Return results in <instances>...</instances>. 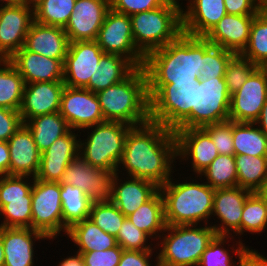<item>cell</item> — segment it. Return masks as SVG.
<instances>
[{
    "instance_id": "cell-14",
    "label": "cell",
    "mask_w": 267,
    "mask_h": 266,
    "mask_svg": "<svg viewBox=\"0 0 267 266\" xmlns=\"http://www.w3.org/2000/svg\"><path fill=\"white\" fill-rule=\"evenodd\" d=\"M251 193L239 186L215 189L210 225L214 228L216 235L233 236L240 241L243 207Z\"/></svg>"
},
{
    "instance_id": "cell-23",
    "label": "cell",
    "mask_w": 267,
    "mask_h": 266,
    "mask_svg": "<svg viewBox=\"0 0 267 266\" xmlns=\"http://www.w3.org/2000/svg\"><path fill=\"white\" fill-rule=\"evenodd\" d=\"M64 88L63 81L25 84L23 101L19 111L23 123L40 115L59 112Z\"/></svg>"
},
{
    "instance_id": "cell-58",
    "label": "cell",
    "mask_w": 267,
    "mask_h": 266,
    "mask_svg": "<svg viewBox=\"0 0 267 266\" xmlns=\"http://www.w3.org/2000/svg\"><path fill=\"white\" fill-rule=\"evenodd\" d=\"M25 3L24 0H0V6L19 5Z\"/></svg>"
},
{
    "instance_id": "cell-15",
    "label": "cell",
    "mask_w": 267,
    "mask_h": 266,
    "mask_svg": "<svg viewBox=\"0 0 267 266\" xmlns=\"http://www.w3.org/2000/svg\"><path fill=\"white\" fill-rule=\"evenodd\" d=\"M267 99V67H258L231 95L229 120L254 123Z\"/></svg>"
},
{
    "instance_id": "cell-18",
    "label": "cell",
    "mask_w": 267,
    "mask_h": 266,
    "mask_svg": "<svg viewBox=\"0 0 267 266\" xmlns=\"http://www.w3.org/2000/svg\"><path fill=\"white\" fill-rule=\"evenodd\" d=\"M103 54L104 52L95 40L69 42L63 63L65 86L85 88L91 76H94Z\"/></svg>"
},
{
    "instance_id": "cell-3",
    "label": "cell",
    "mask_w": 267,
    "mask_h": 266,
    "mask_svg": "<svg viewBox=\"0 0 267 266\" xmlns=\"http://www.w3.org/2000/svg\"><path fill=\"white\" fill-rule=\"evenodd\" d=\"M177 174L159 187L166 225H210L215 189L198 175Z\"/></svg>"
},
{
    "instance_id": "cell-12",
    "label": "cell",
    "mask_w": 267,
    "mask_h": 266,
    "mask_svg": "<svg viewBox=\"0 0 267 266\" xmlns=\"http://www.w3.org/2000/svg\"><path fill=\"white\" fill-rule=\"evenodd\" d=\"M104 53L118 54L136 67L144 65L145 56L136 48L130 16L110 9L95 40Z\"/></svg>"
},
{
    "instance_id": "cell-56",
    "label": "cell",
    "mask_w": 267,
    "mask_h": 266,
    "mask_svg": "<svg viewBox=\"0 0 267 266\" xmlns=\"http://www.w3.org/2000/svg\"><path fill=\"white\" fill-rule=\"evenodd\" d=\"M254 123L267 137V99L264 103V106L262 107V110L260 111L259 117Z\"/></svg>"
},
{
    "instance_id": "cell-46",
    "label": "cell",
    "mask_w": 267,
    "mask_h": 266,
    "mask_svg": "<svg viewBox=\"0 0 267 266\" xmlns=\"http://www.w3.org/2000/svg\"><path fill=\"white\" fill-rule=\"evenodd\" d=\"M257 68L256 64L243 58L240 54H236L228 63L224 75L230 95L239 90Z\"/></svg>"
},
{
    "instance_id": "cell-62",
    "label": "cell",
    "mask_w": 267,
    "mask_h": 266,
    "mask_svg": "<svg viewBox=\"0 0 267 266\" xmlns=\"http://www.w3.org/2000/svg\"><path fill=\"white\" fill-rule=\"evenodd\" d=\"M37 0H24L25 3L34 4Z\"/></svg>"
},
{
    "instance_id": "cell-40",
    "label": "cell",
    "mask_w": 267,
    "mask_h": 266,
    "mask_svg": "<svg viewBox=\"0 0 267 266\" xmlns=\"http://www.w3.org/2000/svg\"><path fill=\"white\" fill-rule=\"evenodd\" d=\"M240 55L258 67H267V13L255 15L248 44Z\"/></svg>"
},
{
    "instance_id": "cell-41",
    "label": "cell",
    "mask_w": 267,
    "mask_h": 266,
    "mask_svg": "<svg viewBox=\"0 0 267 266\" xmlns=\"http://www.w3.org/2000/svg\"><path fill=\"white\" fill-rule=\"evenodd\" d=\"M76 0H37L33 4L34 21L65 28Z\"/></svg>"
},
{
    "instance_id": "cell-43",
    "label": "cell",
    "mask_w": 267,
    "mask_h": 266,
    "mask_svg": "<svg viewBox=\"0 0 267 266\" xmlns=\"http://www.w3.org/2000/svg\"><path fill=\"white\" fill-rule=\"evenodd\" d=\"M127 217L111 200L93 201L90 208L91 219L104 232L116 238Z\"/></svg>"
},
{
    "instance_id": "cell-36",
    "label": "cell",
    "mask_w": 267,
    "mask_h": 266,
    "mask_svg": "<svg viewBox=\"0 0 267 266\" xmlns=\"http://www.w3.org/2000/svg\"><path fill=\"white\" fill-rule=\"evenodd\" d=\"M234 155L267 156V137L255 123L232 121Z\"/></svg>"
},
{
    "instance_id": "cell-8",
    "label": "cell",
    "mask_w": 267,
    "mask_h": 266,
    "mask_svg": "<svg viewBox=\"0 0 267 266\" xmlns=\"http://www.w3.org/2000/svg\"><path fill=\"white\" fill-rule=\"evenodd\" d=\"M150 122L170 130L191 128L194 88L197 84H147Z\"/></svg>"
},
{
    "instance_id": "cell-10",
    "label": "cell",
    "mask_w": 267,
    "mask_h": 266,
    "mask_svg": "<svg viewBox=\"0 0 267 266\" xmlns=\"http://www.w3.org/2000/svg\"><path fill=\"white\" fill-rule=\"evenodd\" d=\"M230 98L224 78L199 79L197 88H194L191 128L229 120Z\"/></svg>"
},
{
    "instance_id": "cell-31",
    "label": "cell",
    "mask_w": 267,
    "mask_h": 266,
    "mask_svg": "<svg viewBox=\"0 0 267 266\" xmlns=\"http://www.w3.org/2000/svg\"><path fill=\"white\" fill-rule=\"evenodd\" d=\"M65 237L68 244L70 239L76 246V252L104 251L117 245L114 236L104 232L89 218L73 224Z\"/></svg>"
},
{
    "instance_id": "cell-28",
    "label": "cell",
    "mask_w": 267,
    "mask_h": 266,
    "mask_svg": "<svg viewBox=\"0 0 267 266\" xmlns=\"http://www.w3.org/2000/svg\"><path fill=\"white\" fill-rule=\"evenodd\" d=\"M10 153V176L37 175L41 153L33 140L31 131L23 124L7 141Z\"/></svg>"
},
{
    "instance_id": "cell-30",
    "label": "cell",
    "mask_w": 267,
    "mask_h": 266,
    "mask_svg": "<svg viewBox=\"0 0 267 266\" xmlns=\"http://www.w3.org/2000/svg\"><path fill=\"white\" fill-rule=\"evenodd\" d=\"M137 67L127 58L118 54L104 53L97 65L94 76L85 87L94 93L117 84L127 78Z\"/></svg>"
},
{
    "instance_id": "cell-25",
    "label": "cell",
    "mask_w": 267,
    "mask_h": 266,
    "mask_svg": "<svg viewBox=\"0 0 267 266\" xmlns=\"http://www.w3.org/2000/svg\"><path fill=\"white\" fill-rule=\"evenodd\" d=\"M181 7L183 34L205 37L227 14L224 0H188Z\"/></svg>"
},
{
    "instance_id": "cell-1",
    "label": "cell",
    "mask_w": 267,
    "mask_h": 266,
    "mask_svg": "<svg viewBox=\"0 0 267 266\" xmlns=\"http://www.w3.org/2000/svg\"><path fill=\"white\" fill-rule=\"evenodd\" d=\"M176 160L174 131L161 124L148 122L132 127L127 133L116 173L150 180L160 187L174 172H179Z\"/></svg>"
},
{
    "instance_id": "cell-60",
    "label": "cell",
    "mask_w": 267,
    "mask_h": 266,
    "mask_svg": "<svg viewBox=\"0 0 267 266\" xmlns=\"http://www.w3.org/2000/svg\"><path fill=\"white\" fill-rule=\"evenodd\" d=\"M260 11L267 13V0H260Z\"/></svg>"
},
{
    "instance_id": "cell-24",
    "label": "cell",
    "mask_w": 267,
    "mask_h": 266,
    "mask_svg": "<svg viewBox=\"0 0 267 266\" xmlns=\"http://www.w3.org/2000/svg\"><path fill=\"white\" fill-rule=\"evenodd\" d=\"M159 187L152 181L114 173L110 200L127 217L148 201Z\"/></svg>"
},
{
    "instance_id": "cell-61",
    "label": "cell",
    "mask_w": 267,
    "mask_h": 266,
    "mask_svg": "<svg viewBox=\"0 0 267 266\" xmlns=\"http://www.w3.org/2000/svg\"><path fill=\"white\" fill-rule=\"evenodd\" d=\"M166 2H171V3H174V4H177V5H179V6H181L182 7V4H183V6L185 5L184 3H183V0L181 1V0H165ZM181 1V2H180ZM184 1H188V0H184ZM181 3V4H180Z\"/></svg>"
},
{
    "instance_id": "cell-4",
    "label": "cell",
    "mask_w": 267,
    "mask_h": 266,
    "mask_svg": "<svg viewBox=\"0 0 267 266\" xmlns=\"http://www.w3.org/2000/svg\"><path fill=\"white\" fill-rule=\"evenodd\" d=\"M96 94L105 121H119L132 127L150 122V99L143 66Z\"/></svg>"
},
{
    "instance_id": "cell-9",
    "label": "cell",
    "mask_w": 267,
    "mask_h": 266,
    "mask_svg": "<svg viewBox=\"0 0 267 266\" xmlns=\"http://www.w3.org/2000/svg\"><path fill=\"white\" fill-rule=\"evenodd\" d=\"M33 181L29 176L0 177V227L32 229Z\"/></svg>"
},
{
    "instance_id": "cell-33",
    "label": "cell",
    "mask_w": 267,
    "mask_h": 266,
    "mask_svg": "<svg viewBox=\"0 0 267 266\" xmlns=\"http://www.w3.org/2000/svg\"><path fill=\"white\" fill-rule=\"evenodd\" d=\"M24 125L31 131L40 153L46 151L59 137L70 130L67 121L60 112L31 118Z\"/></svg>"
},
{
    "instance_id": "cell-42",
    "label": "cell",
    "mask_w": 267,
    "mask_h": 266,
    "mask_svg": "<svg viewBox=\"0 0 267 266\" xmlns=\"http://www.w3.org/2000/svg\"><path fill=\"white\" fill-rule=\"evenodd\" d=\"M267 231V210L264 201L256 192H252L243 207V212L240 222V241L242 237L248 235H260ZM246 233V234H244Z\"/></svg>"
},
{
    "instance_id": "cell-5",
    "label": "cell",
    "mask_w": 267,
    "mask_h": 266,
    "mask_svg": "<svg viewBox=\"0 0 267 266\" xmlns=\"http://www.w3.org/2000/svg\"><path fill=\"white\" fill-rule=\"evenodd\" d=\"M215 236L211 225H166L156 243L159 266H198Z\"/></svg>"
},
{
    "instance_id": "cell-32",
    "label": "cell",
    "mask_w": 267,
    "mask_h": 266,
    "mask_svg": "<svg viewBox=\"0 0 267 266\" xmlns=\"http://www.w3.org/2000/svg\"><path fill=\"white\" fill-rule=\"evenodd\" d=\"M127 218L138 229L148 234L156 243L166 227L164 202L160 191L158 190Z\"/></svg>"
},
{
    "instance_id": "cell-7",
    "label": "cell",
    "mask_w": 267,
    "mask_h": 266,
    "mask_svg": "<svg viewBox=\"0 0 267 266\" xmlns=\"http://www.w3.org/2000/svg\"><path fill=\"white\" fill-rule=\"evenodd\" d=\"M131 128L123 122L104 121L82 129L79 132V155L91 166L116 173L123 156L125 138Z\"/></svg>"
},
{
    "instance_id": "cell-55",
    "label": "cell",
    "mask_w": 267,
    "mask_h": 266,
    "mask_svg": "<svg viewBox=\"0 0 267 266\" xmlns=\"http://www.w3.org/2000/svg\"><path fill=\"white\" fill-rule=\"evenodd\" d=\"M72 250L73 252L71 253L68 252L69 256L68 255L67 257L64 256V258H62L60 262H58V264L56 265L57 266H85L82 254L74 251V249H71V251Z\"/></svg>"
},
{
    "instance_id": "cell-26",
    "label": "cell",
    "mask_w": 267,
    "mask_h": 266,
    "mask_svg": "<svg viewBox=\"0 0 267 266\" xmlns=\"http://www.w3.org/2000/svg\"><path fill=\"white\" fill-rule=\"evenodd\" d=\"M8 60L23 77L25 84L63 81L64 79V60L48 58L30 52L24 47L15 52Z\"/></svg>"
},
{
    "instance_id": "cell-17",
    "label": "cell",
    "mask_w": 267,
    "mask_h": 266,
    "mask_svg": "<svg viewBox=\"0 0 267 266\" xmlns=\"http://www.w3.org/2000/svg\"><path fill=\"white\" fill-rule=\"evenodd\" d=\"M33 22V4L0 6V59H9L24 47Z\"/></svg>"
},
{
    "instance_id": "cell-35",
    "label": "cell",
    "mask_w": 267,
    "mask_h": 266,
    "mask_svg": "<svg viewBox=\"0 0 267 266\" xmlns=\"http://www.w3.org/2000/svg\"><path fill=\"white\" fill-rule=\"evenodd\" d=\"M247 246L233 236L216 235L203 252L198 266H236V259Z\"/></svg>"
},
{
    "instance_id": "cell-27",
    "label": "cell",
    "mask_w": 267,
    "mask_h": 266,
    "mask_svg": "<svg viewBox=\"0 0 267 266\" xmlns=\"http://www.w3.org/2000/svg\"><path fill=\"white\" fill-rule=\"evenodd\" d=\"M254 17L226 14L204 38L214 46L241 54L248 44Z\"/></svg>"
},
{
    "instance_id": "cell-51",
    "label": "cell",
    "mask_w": 267,
    "mask_h": 266,
    "mask_svg": "<svg viewBox=\"0 0 267 266\" xmlns=\"http://www.w3.org/2000/svg\"><path fill=\"white\" fill-rule=\"evenodd\" d=\"M153 261L155 263H152ZM118 266H159L157 251L156 250H145V251L123 250Z\"/></svg>"
},
{
    "instance_id": "cell-39",
    "label": "cell",
    "mask_w": 267,
    "mask_h": 266,
    "mask_svg": "<svg viewBox=\"0 0 267 266\" xmlns=\"http://www.w3.org/2000/svg\"><path fill=\"white\" fill-rule=\"evenodd\" d=\"M198 176L213 189L238 186L235 155H218Z\"/></svg>"
},
{
    "instance_id": "cell-57",
    "label": "cell",
    "mask_w": 267,
    "mask_h": 266,
    "mask_svg": "<svg viewBox=\"0 0 267 266\" xmlns=\"http://www.w3.org/2000/svg\"><path fill=\"white\" fill-rule=\"evenodd\" d=\"M260 198L264 201L266 210H267V183L256 192Z\"/></svg>"
},
{
    "instance_id": "cell-53",
    "label": "cell",
    "mask_w": 267,
    "mask_h": 266,
    "mask_svg": "<svg viewBox=\"0 0 267 266\" xmlns=\"http://www.w3.org/2000/svg\"><path fill=\"white\" fill-rule=\"evenodd\" d=\"M258 251V249L248 245L241 252L236 266H267V256L265 257L264 251L263 254Z\"/></svg>"
},
{
    "instance_id": "cell-20",
    "label": "cell",
    "mask_w": 267,
    "mask_h": 266,
    "mask_svg": "<svg viewBox=\"0 0 267 266\" xmlns=\"http://www.w3.org/2000/svg\"><path fill=\"white\" fill-rule=\"evenodd\" d=\"M78 133L79 131L70 129L41 153L35 179L46 182L62 181L66 167L79 155L80 134Z\"/></svg>"
},
{
    "instance_id": "cell-52",
    "label": "cell",
    "mask_w": 267,
    "mask_h": 266,
    "mask_svg": "<svg viewBox=\"0 0 267 266\" xmlns=\"http://www.w3.org/2000/svg\"><path fill=\"white\" fill-rule=\"evenodd\" d=\"M227 14L256 15L260 11V0H224Z\"/></svg>"
},
{
    "instance_id": "cell-47",
    "label": "cell",
    "mask_w": 267,
    "mask_h": 266,
    "mask_svg": "<svg viewBox=\"0 0 267 266\" xmlns=\"http://www.w3.org/2000/svg\"><path fill=\"white\" fill-rule=\"evenodd\" d=\"M203 129L210 135L219 155H234L231 120L207 125Z\"/></svg>"
},
{
    "instance_id": "cell-22",
    "label": "cell",
    "mask_w": 267,
    "mask_h": 266,
    "mask_svg": "<svg viewBox=\"0 0 267 266\" xmlns=\"http://www.w3.org/2000/svg\"><path fill=\"white\" fill-rule=\"evenodd\" d=\"M1 238L5 255L4 266H36L38 254L35 252L38 249L35 251V242L50 240L38 230L7 227H1Z\"/></svg>"
},
{
    "instance_id": "cell-21",
    "label": "cell",
    "mask_w": 267,
    "mask_h": 266,
    "mask_svg": "<svg viewBox=\"0 0 267 266\" xmlns=\"http://www.w3.org/2000/svg\"><path fill=\"white\" fill-rule=\"evenodd\" d=\"M112 176L111 172L91 166L78 155L66 167L60 183L78 187L93 201L110 200Z\"/></svg>"
},
{
    "instance_id": "cell-13",
    "label": "cell",
    "mask_w": 267,
    "mask_h": 266,
    "mask_svg": "<svg viewBox=\"0 0 267 266\" xmlns=\"http://www.w3.org/2000/svg\"><path fill=\"white\" fill-rule=\"evenodd\" d=\"M174 133L177 162L184 165H180L182 169L188 163L190 172H193L187 175H199L219 155L213 140L203 128L178 129Z\"/></svg>"
},
{
    "instance_id": "cell-2",
    "label": "cell",
    "mask_w": 267,
    "mask_h": 266,
    "mask_svg": "<svg viewBox=\"0 0 267 266\" xmlns=\"http://www.w3.org/2000/svg\"><path fill=\"white\" fill-rule=\"evenodd\" d=\"M203 56L204 37L182 33L175 41L145 57L147 84H198Z\"/></svg>"
},
{
    "instance_id": "cell-59",
    "label": "cell",
    "mask_w": 267,
    "mask_h": 266,
    "mask_svg": "<svg viewBox=\"0 0 267 266\" xmlns=\"http://www.w3.org/2000/svg\"><path fill=\"white\" fill-rule=\"evenodd\" d=\"M4 260H5L4 246L1 238V227H0V266H4Z\"/></svg>"
},
{
    "instance_id": "cell-48",
    "label": "cell",
    "mask_w": 267,
    "mask_h": 266,
    "mask_svg": "<svg viewBox=\"0 0 267 266\" xmlns=\"http://www.w3.org/2000/svg\"><path fill=\"white\" fill-rule=\"evenodd\" d=\"M165 3V0H110V6L113 11L128 16L139 12L154 10L163 6Z\"/></svg>"
},
{
    "instance_id": "cell-44",
    "label": "cell",
    "mask_w": 267,
    "mask_h": 266,
    "mask_svg": "<svg viewBox=\"0 0 267 266\" xmlns=\"http://www.w3.org/2000/svg\"><path fill=\"white\" fill-rule=\"evenodd\" d=\"M236 54L212 45L204 38L203 70L199 79L224 78L226 67Z\"/></svg>"
},
{
    "instance_id": "cell-6",
    "label": "cell",
    "mask_w": 267,
    "mask_h": 266,
    "mask_svg": "<svg viewBox=\"0 0 267 266\" xmlns=\"http://www.w3.org/2000/svg\"><path fill=\"white\" fill-rule=\"evenodd\" d=\"M130 18L134 43L145 57L183 33L181 6L171 2L154 10L135 13Z\"/></svg>"
},
{
    "instance_id": "cell-37",
    "label": "cell",
    "mask_w": 267,
    "mask_h": 266,
    "mask_svg": "<svg viewBox=\"0 0 267 266\" xmlns=\"http://www.w3.org/2000/svg\"><path fill=\"white\" fill-rule=\"evenodd\" d=\"M25 82L8 59H0V107L20 111Z\"/></svg>"
},
{
    "instance_id": "cell-34",
    "label": "cell",
    "mask_w": 267,
    "mask_h": 266,
    "mask_svg": "<svg viewBox=\"0 0 267 266\" xmlns=\"http://www.w3.org/2000/svg\"><path fill=\"white\" fill-rule=\"evenodd\" d=\"M60 198L62 203L63 236L75 223L89 218L93 200L78 187L60 183Z\"/></svg>"
},
{
    "instance_id": "cell-50",
    "label": "cell",
    "mask_w": 267,
    "mask_h": 266,
    "mask_svg": "<svg viewBox=\"0 0 267 266\" xmlns=\"http://www.w3.org/2000/svg\"><path fill=\"white\" fill-rule=\"evenodd\" d=\"M19 111L0 107V141H8L23 125Z\"/></svg>"
},
{
    "instance_id": "cell-45",
    "label": "cell",
    "mask_w": 267,
    "mask_h": 266,
    "mask_svg": "<svg viewBox=\"0 0 267 266\" xmlns=\"http://www.w3.org/2000/svg\"><path fill=\"white\" fill-rule=\"evenodd\" d=\"M116 243L123 250H156L155 241L148 234L138 229L128 218L123 221L118 231Z\"/></svg>"
},
{
    "instance_id": "cell-19",
    "label": "cell",
    "mask_w": 267,
    "mask_h": 266,
    "mask_svg": "<svg viewBox=\"0 0 267 266\" xmlns=\"http://www.w3.org/2000/svg\"><path fill=\"white\" fill-rule=\"evenodd\" d=\"M110 9V0H76L64 28L69 42L96 40Z\"/></svg>"
},
{
    "instance_id": "cell-16",
    "label": "cell",
    "mask_w": 267,
    "mask_h": 266,
    "mask_svg": "<svg viewBox=\"0 0 267 266\" xmlns=\"http://www.w3.org/2000/svg\"><path fill=\"white\" fill-rule=\"evenodd\" d=\"M59 112L70 129L79 132L105 121L97 94L86 88L65 86Z\"/></svg>"
},
{
    "instance_id": "cell-11",
    "label": "cell",
    "mask_w": 267,
    "mask_h": 266,
    "mask_svg": "<svg viewBox=\"0 0 267 266\" xmlns=\"http://www.w3.org/2000/svg\"><path fill=\"white\" fill-rule=\"evenodd\" d=\"M32 196V229L41 231L50 241L63 237L60 182H46L34 178Z\"/></svg>"
},
{
    "instance_id": "cell-38",
    "label": "cell",
    "mask_w": 267,
    "mask_h": 266,
    "mask_svg": "<svg viewBox=\"0 0 267 266\" xmlns=\"http://www.w3.org/2000/svg\"><path fill=\"white\" fill-rule=\"evenodd\" d=\"M238 186L257 192L267 183V156L235 155Z\"/></svg>"
},
{
    "instance_id": "cell-29",
    "label": "cell",
    "mask_w": 267,
    "mask_h": 266,
    "mask_svg": "<svg viewBox=\"0 0 267 266\" xmlns=\"http://www.w3.org/2000/svg\"><path fill=\"white\" fill-rule=\"evenodd\" d=\"M68 45L64 28L34 21L26 35L24 48L48 58L65 60Z\"/></svg>"
},
{
    "instance_id": "cell-54",
    "label": "cell",
    "mask_w": 267,
    "mask_h": 266,
    "mask_svg": "<svg viewBox=\"0 0 267 266\" xmlns=\"http://www.w3.org/2000/svg\"><path fill=\"white\" fill-rule=\"evenodd\" d=\"M10 153L9 145L6 141H0V177L9 175Z\"/></svg>"
},
{
    "instance_id": "cell-49",
    "label": "cell",
    "mask_w": 267,
    "mask_h": 266,
    "mask_svg": "<svg viewBox=\"0 0 267 266\" xmlns=\"http://www.w3.org/2000/svg\"><path fill=\"white\" fill-rule=\"evenodd\" d=\"M83 256L85 266H118L123 249L117 244L115 247L91 252H79Z\"/></svg>"
}]
</instances>
